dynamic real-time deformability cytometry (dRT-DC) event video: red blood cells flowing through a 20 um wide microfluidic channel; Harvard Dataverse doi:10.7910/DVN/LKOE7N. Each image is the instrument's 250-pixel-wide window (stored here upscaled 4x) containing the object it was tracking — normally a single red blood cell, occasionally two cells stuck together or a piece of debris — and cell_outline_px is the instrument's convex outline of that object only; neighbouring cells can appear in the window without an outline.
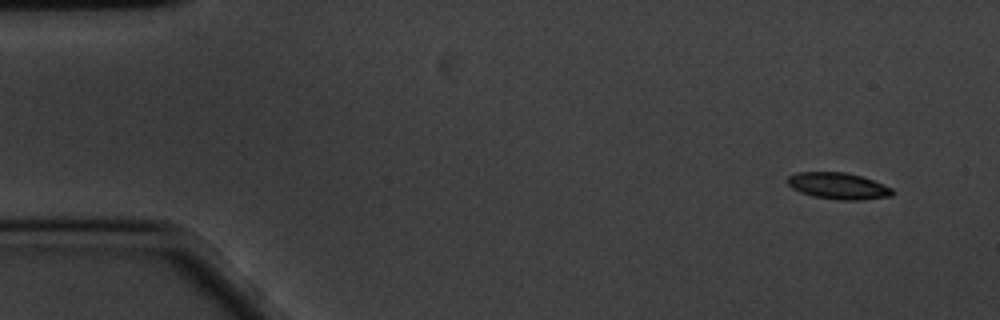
{"species": "common noctule bat (a hibernating species)", "species_latin": "Nyctalus noctula", "temperature_condition": "cold", "stored_images_in_passage": 56, "camera_frame_rate_fps": 3000, "um_per_image_px": 0.085, "animal": {"sex": "male", "body_mass_g": 20.1, "forearm_length_mm": 53.5}, "frame": {"image": 1, "passage_image": 1, "time_ms": 0.0, "image_size_px": [1000, 320], "cell_outline_px": [[896, 192], [892, 196], [860, 200], [840, 200], [812, 196], [800, 192], [792, 188], [784, 180], [788, 176], [796, 172], [844, 172], [860, 176], [872, 180], [892, 188]], "centroid_in_image_um": [71.22, 15.8], "position_along_channel_um": 13.8, "area_um2": 16.3}}
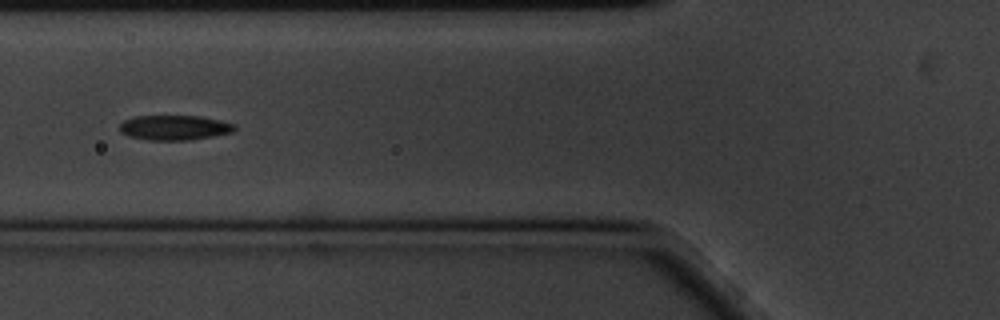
{"frame": {"image": 2, "passage_image": 19, "time_ms": 6.0, "image_size_px": [1000, 320], "cell_outline_px": [[236, 128], [232, 132], [212, 136], [188, 140], [148, 140], [128, 136], [120, 132], [120, 124], [124, 120], [136, 116], [200, 116], [220, 120], [236, 124]], "centroid_in_image_um": [14.82, 10.84], "position_along_channel_um": 111.0, "area_um2": 16.65}}
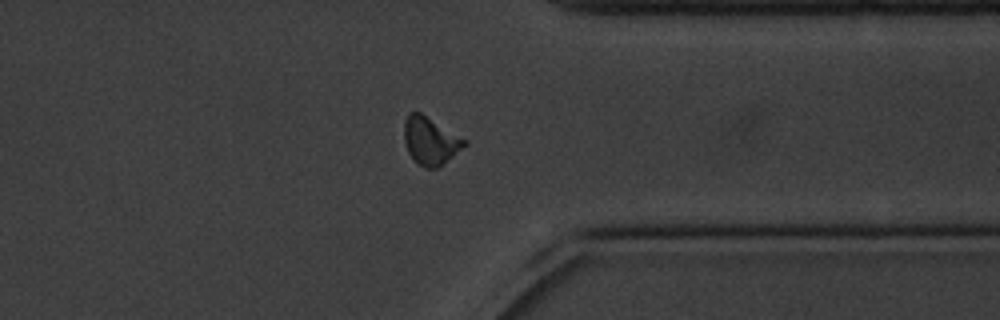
{"frame": {"image": 3, "passage_image": 43, "time_ms": 14.0, "image_size_px": [1000, 320], "cell_outline_px": [[468, 144], [436, 168], [424, 168], [416, 164], [408, 152], [404, 144], [404, 120], [408, 112], [420, 112], [468, 140]], "centroid_in_image_um": [36.56, 11.96], "position_along_channel_um": 374.8, "area_um2": 16.88}, "authors_computed_cell_mechanics": {"area_um2": 16.2418, "velocity_mm_per_s": 3.3542, "shape_relaxation_time_tau1_ms": 2.8674, "shape_relaxation_time_tau2_ms": 6.5772, "deformation_change_tau1": 0.1173, "deformation_change_tau2": 0.1137}}